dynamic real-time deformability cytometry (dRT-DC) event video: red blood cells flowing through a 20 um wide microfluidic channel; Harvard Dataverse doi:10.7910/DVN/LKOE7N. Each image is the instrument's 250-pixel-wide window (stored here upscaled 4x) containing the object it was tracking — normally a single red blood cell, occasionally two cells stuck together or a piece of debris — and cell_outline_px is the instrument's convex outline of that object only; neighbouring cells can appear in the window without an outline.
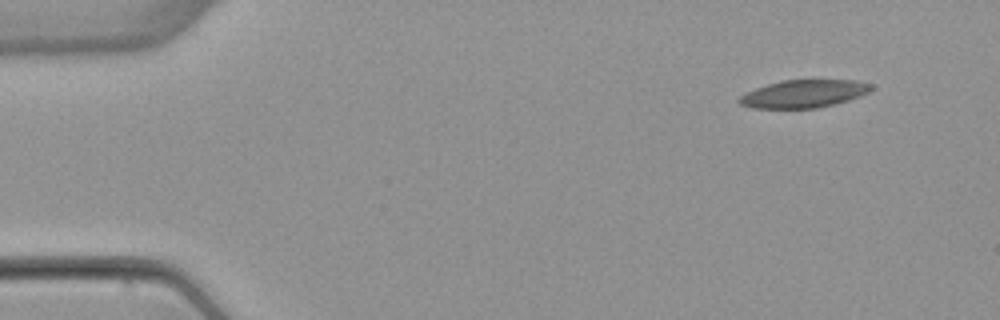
{"species": "common noctule bat (a hibernating species)", "species_latin": "Nyctalus noctula", "temperature_condition": "warm", "stored_images_in_passage": 50, "camera_frame_rate_fps": 3000, "um_per_image_px": 0.085, "animal": {"sex": "female", "body_mass_g": 22.7, "forearm_length_mm": 54.2}, "frame": {"image": 1, "passage_image": 1, "time_ms": 0.0, "image_size_px": [1000, 320], "cell_outline_px": [[876, 88], [860, 96], [836, 104], [816, 108], [752, 108], [740, 104], [736, 100], [744, 92], [768, 84], [784, 80], [856, 80], [872, 84]], "centroid_in_image_um": [68.33, 7.97], "position_along_channel_um": 16.7, "area_um2": 21.5}}
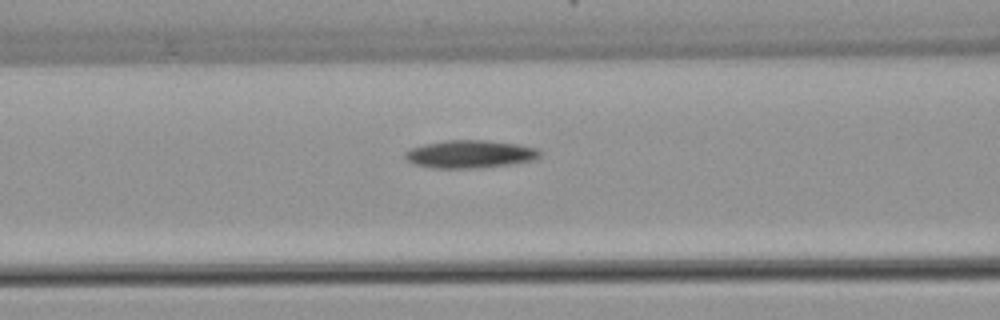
{"frame": {"image": 2, "passage_image": 18, "time_ms": 5.667, "image_size_px": [1000, 320], "cell_outline_px": [[544, 152], [536, 160], [512, 164], [484, 168], [432, 168], [412, 164], [404, 156], [404, 152], [412, 148], [424, 144], [448, 140], [484, 140], [520, 144], [536, 148]], "centroid_in_image_um": [40.0, 13.11], "position_along_channel_um": 126.6, "area_um2": 22.2}}
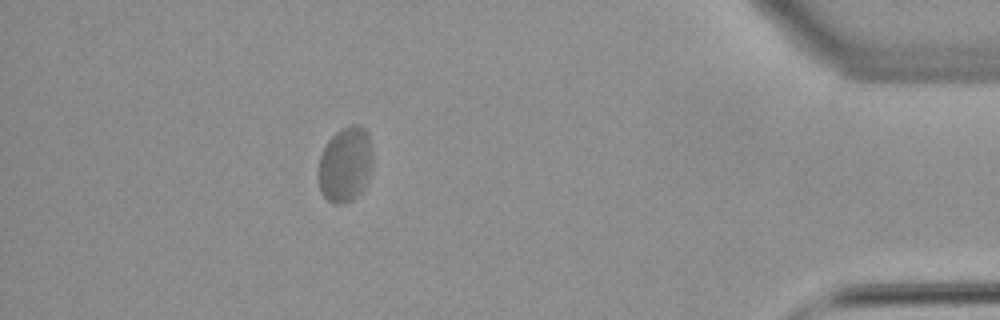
{"frame": {"image": 3, "passage_image": 44, "time_ms": 14.333, "image_size_px": [1000, 320], "cell_outline_px": [[372, 164], [364, 188], [352, 200], [344, 204], [332, 204], [320, 192], [316, 176], [320, 156], [328, 140], [336, 132], [352, 124], [360, 124], [368, 132], [372, 148]], "centroid_in_image_um": [29.33, 13.99], "position_along_channel_um": 405.9, "area_um2": 24.22}, "authors_computed_cell_mechanics": {"area_um2": 22.4264, "velocity_mm_per_s": 3.8023, "shape_relaxation_time_tau1_ms": null, "shape_relaxation_time_tau2_ms": 2.5541, "deformation_change_tau1": null, "deformation_change_tau2": 0.0659}}